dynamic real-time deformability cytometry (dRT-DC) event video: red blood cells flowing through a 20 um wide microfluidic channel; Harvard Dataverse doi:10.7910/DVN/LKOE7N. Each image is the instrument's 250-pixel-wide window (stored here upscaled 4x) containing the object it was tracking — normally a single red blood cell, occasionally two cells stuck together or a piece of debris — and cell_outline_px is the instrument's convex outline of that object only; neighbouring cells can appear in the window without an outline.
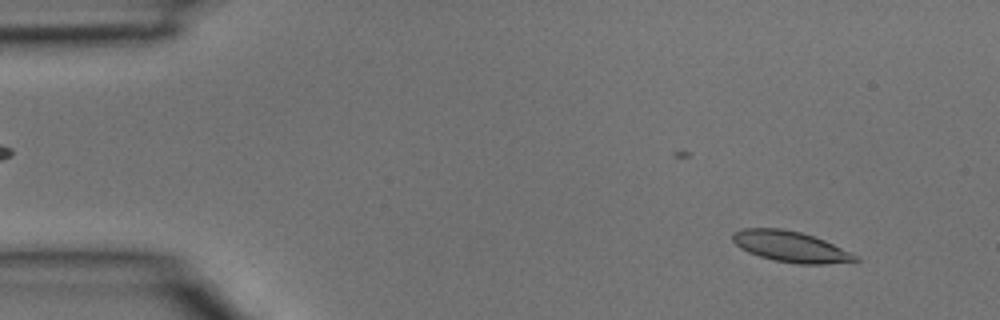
{"species": "common noctule bat (a hibernating species)", "species_latin": "Nyctalus noctula", "temperature_condition": "room temperature", "stored_images_in_passage": 38, "camera_frame_rate_fps": 3000, "um_per_image_px": 0.085, "animal": {"sex": "male", "body_mass_g": 15.6}, "frame": {"image": 1, "passage_image": 3, "time_ms": 0.667, "image_size_px": [1000, 320], "cell_outline_px": [[860, 260], [824, 264], [796, 264], [776, 260], [760, 256], [748, 252], [740, 248], [732, 240], [732, 232], [740, 228], [780, 228], [800, 232], [824, 240], [852, 252], [860, 256]], "centroid_in_image_um": [67.19, 20.96], "position_along_channel_um": 17.8, "area_um2": 22.02}}
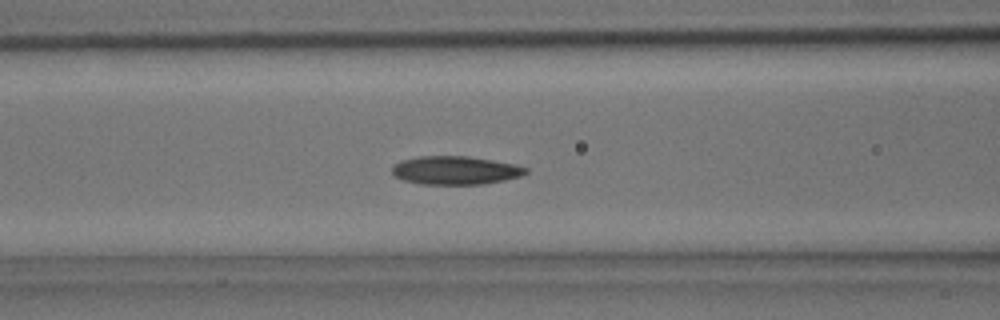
{"frame": {"image": 2, "passage_image": 15, "time_ms": 4.667, "image_size_px": [1000, 320], "cell_outline_px": [[528, 172], [520, 176], [504, 180], [484, 184], [420, 184], [404, 180], [392, 176], [392, 164], [400, 160], [420, 156], [468, 156], [516, 164], [528, 168]], "centroid_in_image_um": [38.67, 14.47], "position_along_channel_um": 127.9, "area_um2": 22.31}}
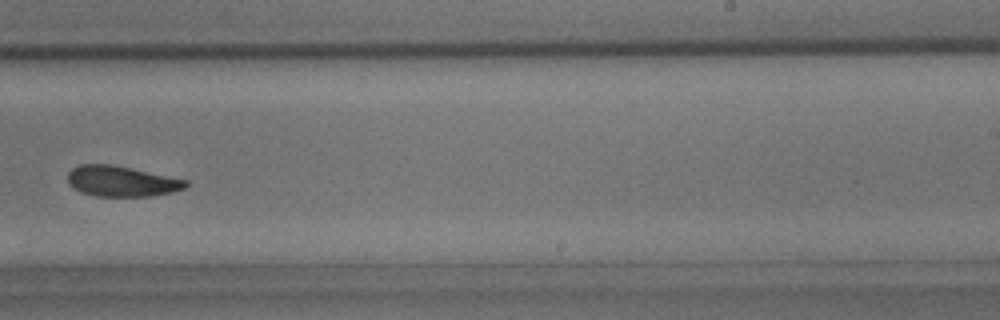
{"frame": {"image": 3, "passage_image": 24, "time_ms": 7.667, "image_size_px": [1000, 320], "cell_outline_px": [[188, 184], [184, 188], [172, 192], [152, 196], [96, 196], [80, 192], [72, 188], [68, 184], [68, 172], [72, 168], [80, 164], [112, 164], [188, 180]], "centroid_in_image_um": [10.3, 15.4], "position_along_channel_um": 278.7, "area_um2": 21.1}}